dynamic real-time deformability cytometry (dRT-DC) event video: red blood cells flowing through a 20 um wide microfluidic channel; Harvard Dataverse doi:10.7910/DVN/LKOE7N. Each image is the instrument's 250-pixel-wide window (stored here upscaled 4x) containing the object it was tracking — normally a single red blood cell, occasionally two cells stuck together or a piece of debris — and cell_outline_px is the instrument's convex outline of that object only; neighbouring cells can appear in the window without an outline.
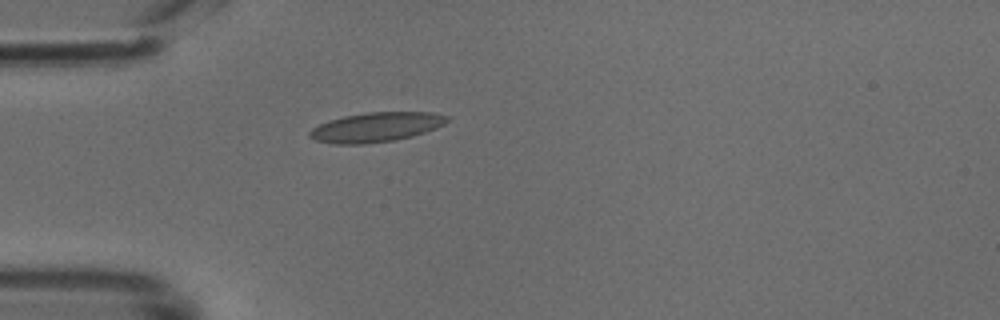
{"species": "common noctule bat (a hibernating species)", "species_latin": "Nyctalus noctula", "temperature_condition": "cold", "stored_images_in_passage": 32, "camera_frame_rate_fps": 3000, "um_per_image_px": 0.085, "animal": {"sex": "male", "body_mass_g": 18.8}, "frame": {"image": 1, "passage_image": 1, "time_ms": 0.0, "image_size_px": [1000, 320], "cell_outline_px": [[448, 120], [444, 124], [436, 128], [412, 136], [392, 140], [364, 144], [332, 144], [316, 140], [308, 136], [308, 132], [312, 128], [328, 120], [344, 116], [368, 112], [432, 112], [448, 116]], "centroid_in_image_um": [31.94, 10.8], "position_along_channel_um": 53.1, "area_um2": 23.58}}
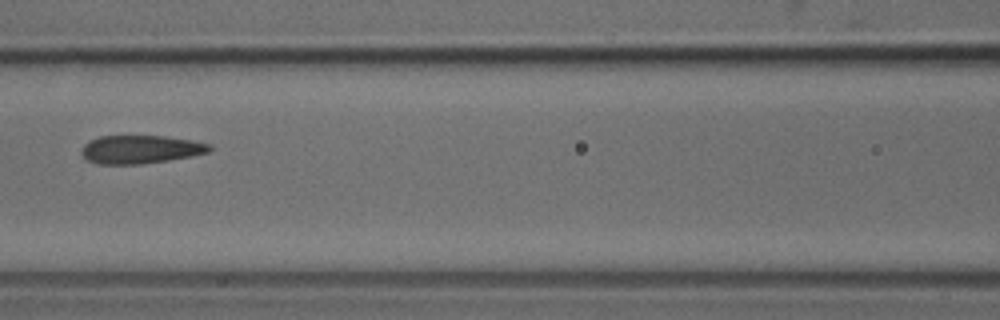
{"frame": {"image": 2, "passage_image": 9, "time_ms": 2.667, "image_size_px": [1000, 320], "cell_outline_px": [[212, 148], [208, 152], [192, 156], [168, 160], [140, 164], [96, 164], [88, 160], [80, 152], [84, 144], [100, 136], [164, 136], [192, 140], [212, 144]], "centroid_in_image_um": [11.96, 12.7], "position_along_channel_um": 154.6, "area_um2": 21.04}}
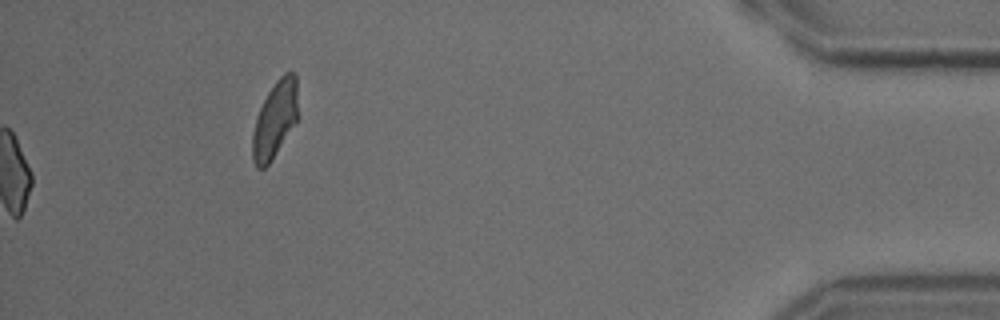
{"frame": {"image": 3, "passage_image": 32, "time_ms": 10.333, "image_size_px": [1000, 320], "cell_outline_px": [[296, 120], [272, 160], [264, 168], [256, 168], [252, 160], [252, 136], [256, 120], [260, 108], [268, 92], [276, 80], [284, 72], [296, 72]], "centroid_in_image_um": [23.34, 10.17], "position_along_channel_um": 411.9, "area_um2": 19.83}}